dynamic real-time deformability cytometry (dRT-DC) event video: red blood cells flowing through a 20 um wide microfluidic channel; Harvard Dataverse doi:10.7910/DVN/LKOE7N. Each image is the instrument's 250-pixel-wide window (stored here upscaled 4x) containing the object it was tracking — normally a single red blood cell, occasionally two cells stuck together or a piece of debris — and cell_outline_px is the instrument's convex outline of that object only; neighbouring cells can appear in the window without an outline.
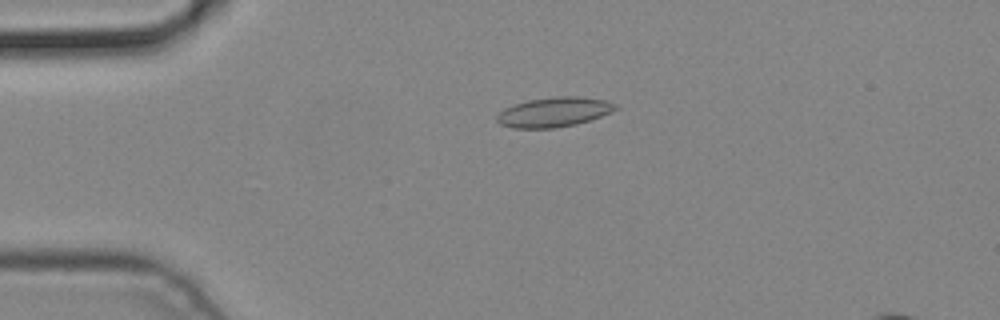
{"species": "common noctule bat (a hibernating species)", "species_latin": "Nyctalus noctula", "temperature_condition": "cold", "stored_images_in_passage": 6, "camera_frame_rate_fps": 3000, "um_per_image_px": 0.085, "animal": {"sex": "male", "body_mass_g": 19.2, "forearm_length_mm": 51.8}, "frame": {"image": 1, "passage_image": 4, "time_ms": 1.0, "image_size_px": [1000, 320], "cell_outline_px": [[620, 108], [612, 112], [576, 124], [556, 128], [512, 128], [500, 124], [496, 120], [496, 116], [504, 108], [512, 104], [528, 100], [556, 96], [580, 96], [604, 100], [616, 104]], "centroid_in_image_um": [47.07, 9.52], "position_along_channel_um": 37.9, "area_um2": 20.63}}
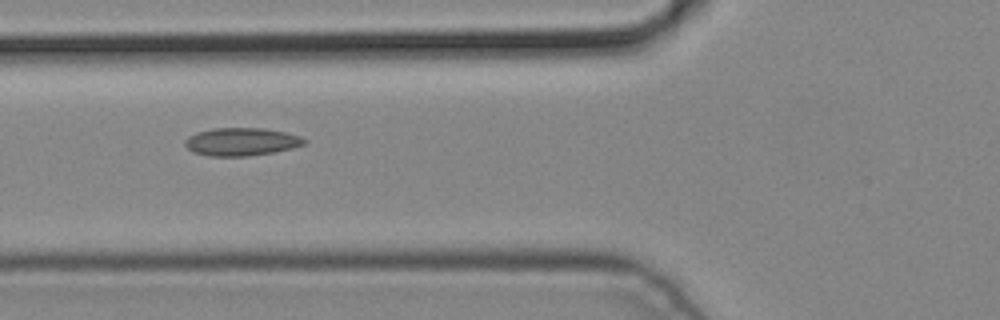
{"frame": {"image": 2, "passage_image": 6, "time_ms": 1.667, "image_size_px": [1000, 320], "cell_outline_px": [[308, 140], [304, 144], [292, 148], [276, 152], [248, 156], [208, 156], [192, 152], [184, 144], [184, 140], [188, 136], [196, 132], [212, 128], [264, 128], [284, 132], [300, 136]], "centroid_in_image_um": [20.5, 12.05], "position_along_channel_um": 105.3, "area_um2": 19.59}}